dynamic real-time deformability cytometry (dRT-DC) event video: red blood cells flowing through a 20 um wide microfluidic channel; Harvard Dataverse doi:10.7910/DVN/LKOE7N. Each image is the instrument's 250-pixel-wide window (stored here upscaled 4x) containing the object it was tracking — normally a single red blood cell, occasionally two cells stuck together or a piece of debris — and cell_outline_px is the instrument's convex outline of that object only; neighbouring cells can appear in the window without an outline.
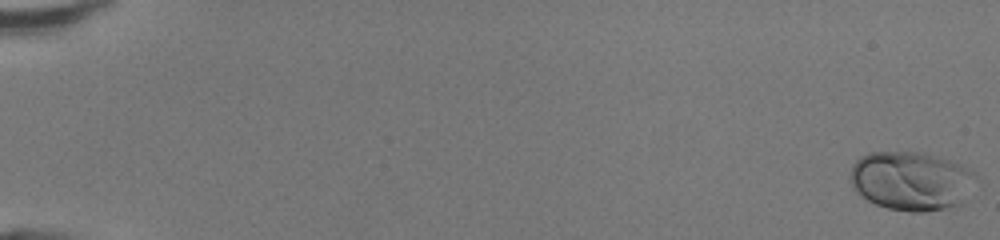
{"species": "human", "species_latin": "Homo sapiens", "temperature_condition": "room temperature", "stored_images_in_passage": 49, "camera_frame_rate_fps": 3000, "um_per_image_px": 0.085, "donor": {"sex": "female"}, "frame": {"image": 1, "passage_image": 1, "time_ms": 0.0, "image_size_px": [1000, 240], "cell_outline_px": [[976, 176], [964, 204], [924, 212], [912, 212], [888, 208], [876, 204], [868, 200], [856, 192], [852, 188], [852, 164], [860, 156], [868, 152], [924, 152], [960, 164], [976, 172]], "centroid_in_image_um": [77.47, 15.37], "position_along_channel_um": 7.5, "area_um2": 43.23}}
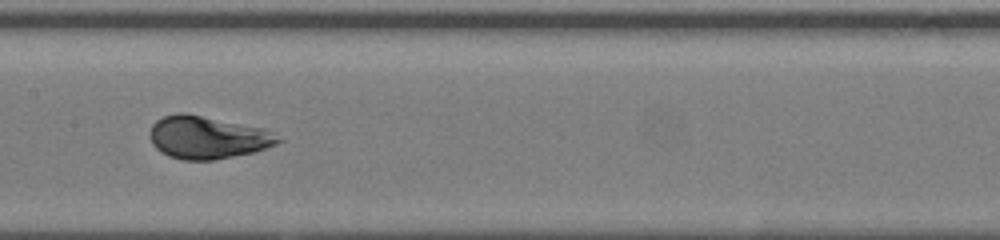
{"frame": {"image": 2, "passage_image": 27, "time_ms": 8.667, "image_size_px": [1000, 240], "cell_outline_px": [[284, 140], [276, 144], [252, 152], [216, 160], [184, 160], [168, 156], [160, 152], [152, 144], [148, 136], [148, 132], [152, 124], [156, 120], [164, 116], [176, 112], [184, 112], [264, 128], [272, 132]], "centroid_in_image_um": [17.59, 11.67], "position_along_channel_um": 189.8, "area_um2": 32.14}}
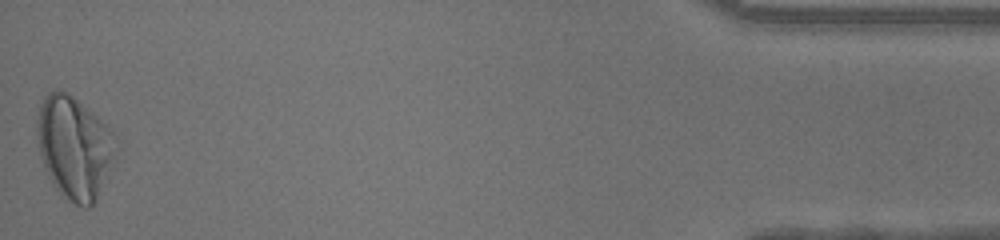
{"frame": {"image": 3, "passage_image": 49, "time_ms": 16.0, "image_size_px": [1000, 240], "cell_outline_px": [[120, 152], [92, 204], [88, 208], [84, 208], [68, 200], [52, 184], [48, 176], [40, 156], [36, 132], [36, 120], [40, 104], [44, 96], [48, 92], [56, 88], [72, 96], [112, 128], [116, 132], [120, 144]], "centroid_in_image_um": [6.36, 12.5], "position_along_channel_um": 428.8, "area_um2": 47.92}}